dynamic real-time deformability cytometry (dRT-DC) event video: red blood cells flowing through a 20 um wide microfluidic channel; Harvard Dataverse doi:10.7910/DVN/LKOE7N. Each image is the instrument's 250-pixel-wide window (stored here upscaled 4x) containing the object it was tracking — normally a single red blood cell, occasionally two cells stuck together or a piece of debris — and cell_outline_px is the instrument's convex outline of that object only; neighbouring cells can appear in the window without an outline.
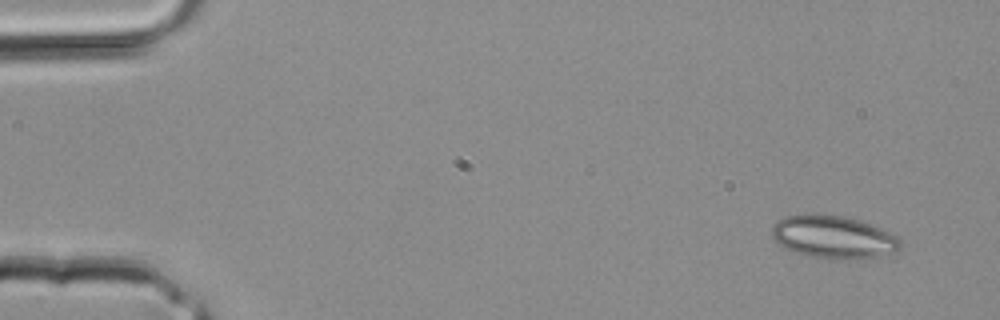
{"species": "common noctule bat (a hibernating species)", "species_latin": "Nyctalus noctula", "temperature_condition": "room temperature", "stored_images_in_passage": 3, "camera_frame_rate_fps": 3000, "um_per_image_px": 0.085, "animal": {"sex": "male", "body_mass_g": 20.4}, "frame": {"image": 1, "passage_image": 1, "time_ms": 0.0, "image_size_px": [1000, 320], "cell_outline_px": [[904, 244], [896, 252], [880, 256], [856, 260], [828, 260], [796, 252], [780, 244], [772, 236], [772, 228], [776, 220], [784, 216], [812, 212], [840, 216], [856, 220], [880, 228], [896, 236]], "centroid_in_image_um": [70.85, 20.16], "position_along_channel_um": 14.2, "area_um2": 32.37}}